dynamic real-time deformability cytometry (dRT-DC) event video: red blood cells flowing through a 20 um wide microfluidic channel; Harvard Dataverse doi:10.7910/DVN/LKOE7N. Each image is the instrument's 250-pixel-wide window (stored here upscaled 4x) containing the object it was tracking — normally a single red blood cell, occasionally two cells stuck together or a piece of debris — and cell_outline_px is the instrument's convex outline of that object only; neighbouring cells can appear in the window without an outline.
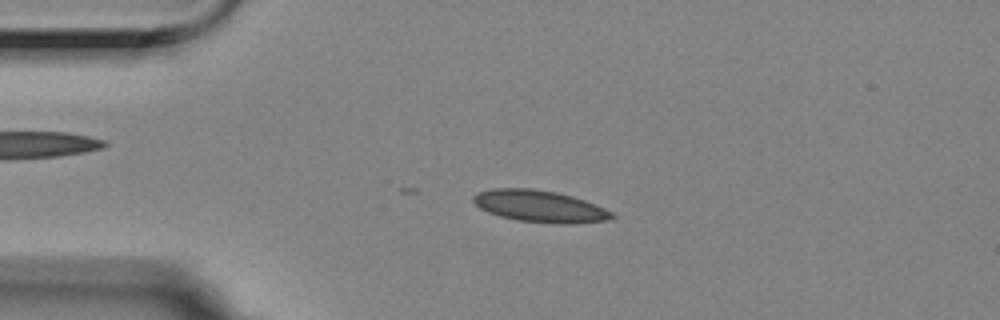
{"species": "Egyptian fruit bat (a non-hibernating species)", "species_latin": "Rousettus aegyptiacus", "temperature_condition": "room temperature", "stored_images_in_passage": 8, "camera_frame_rate_fps": 3000, "um_per_image_px": 0.085, "animal": {"sex": "female"}, "frame": {"image": 1, "passage_image": 4, "time_ms": 1.0, "image_size_px": [1000, 320], "cell_outline_px": [[616, 216], [608, 220], [568, 224], [560, 224], [516, 220], [500, 216], [488, 212], [480, 208], [472, 200], [472, 196], [476, 192], [492, 188], [532, 188], [556, 192], [572, 196], [584, 200], [604, 208], [612, 212]], "centroid_in_image_um": [45.85, 17.52], "position_along_channel_um": 39.2, "area_um2": 25.72}}
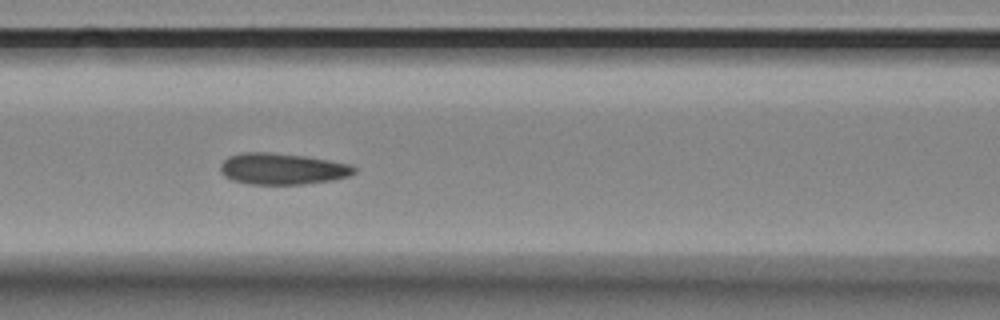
{"frame": {"image": 2, "passage_image": 7, "time_ms": 2.0, "image_size_px": [1000, 320], "cell_outline_px": [[356, 172], [348, 176], [332, 180], [304, 184], [248, 184], [232, 180], [224, 176], [220, 168], [220, 164], [228, 156], [244, 152], [268, 152], [304, 156], [328, 160], [348, 164], [356, 168]], "centroid_in_image_um": [23.97, 14.35], "position_along_channel_um": 142.6, "area_um2": 24.33}}
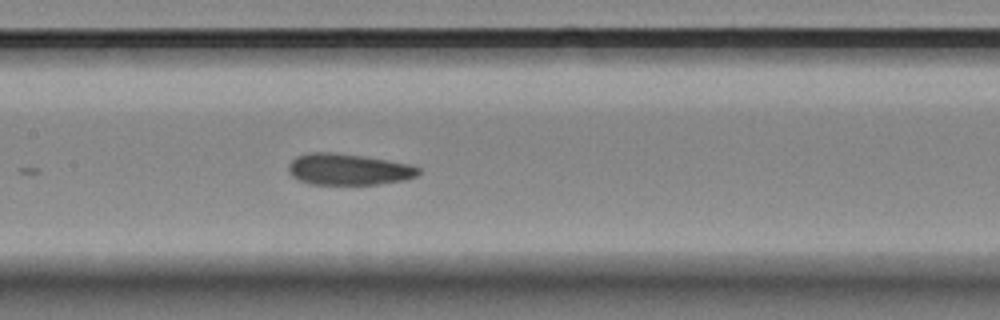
{"frame": {"image": 3, "passage_image": 8, "time_ms": 2.333, "image_size_px": [1000, 320], "cell_outline_px": [[420, 172], [416, 176], [404, 180], [376, 184], [312, 184], [300, 180], [292, 176], [288, 172], [288, 164], [296, 156], [312, 152], [328, 152], [364, 156], [412, 164], [420, 168]], "centroid_in_image_um": [29.62, 14.39], "position_along_channel_um": 177.8, "area_um2": 23.7}}